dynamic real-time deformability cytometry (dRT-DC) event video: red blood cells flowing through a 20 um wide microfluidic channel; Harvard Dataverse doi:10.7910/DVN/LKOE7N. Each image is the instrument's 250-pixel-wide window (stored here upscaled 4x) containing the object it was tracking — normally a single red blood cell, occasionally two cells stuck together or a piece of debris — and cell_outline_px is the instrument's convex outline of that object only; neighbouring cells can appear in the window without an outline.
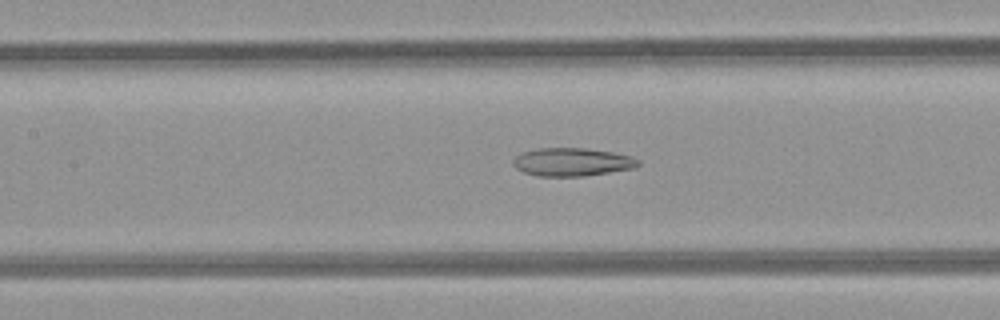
{"species": "common noctule bat (a hibernating species)", "species_latin": "Nyctalus noctula", "temperature_condition": "room temperature", "stored_images_in_passage": 47, "camera_frame_rate_fps": 3000, "um_per_image_px": 0.085, "animal": {"sex": "female", "body_mass_g": 21.9}, "frame": {"image": 1, "passage_image": 20, "time_ms": 6.333, "image_size_px": [1000, 320], "cell_outline_px": [[640, 164], [636, 168], [584, 176], [536, 176], [524, 172], [516, 168], [512, 164], [512, 160], [516, 156], [524, 152], [540, 148], [584, 148], [612, 152], [632, 156], [640, 160]], "centroid_in_image_um": [48.65, 13.77], "position_along_channel_um": 158.7, "area_um2": 20.58}}
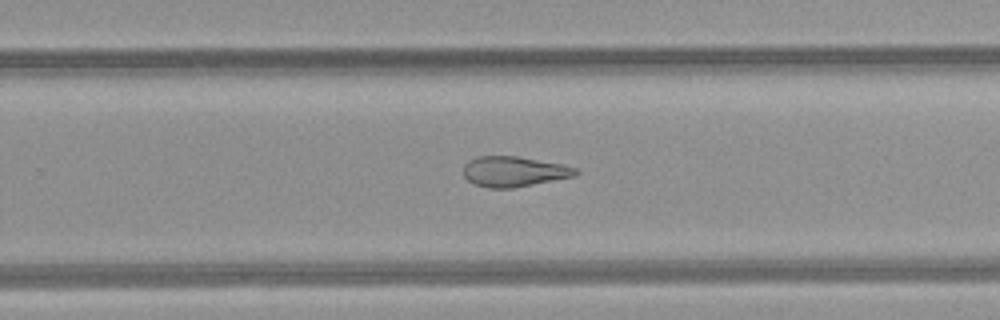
{"frame": {"image": 2, "passage_image": 29, "time_ms": 9.333, "image_size_px": [1000, 320], "cell_outline_px": [[580, 172], [576, 176], [512, 188], [488, 188], [472, 184], [464, 176], [464, 164], [468, 160], [476, 156], [516, 156], [560, 164], [576, 168]], "centroid_in_image_um": [43.65, 14.58], "position_along_channel_um": 286.2, "area_um2": 19.83}}
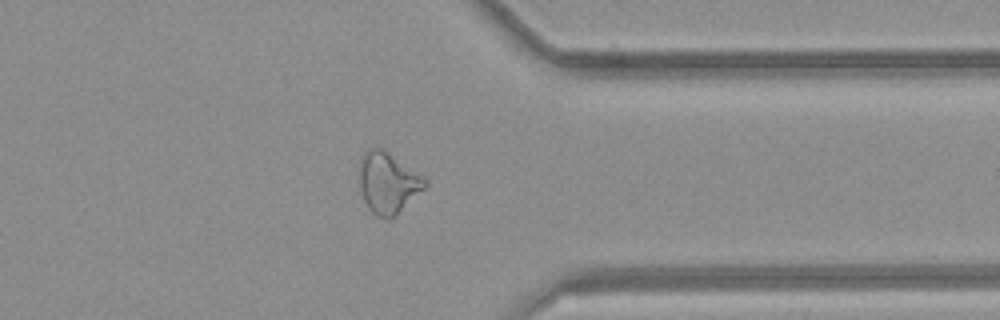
{"frame": {"image": 3, "passage_image": 36, "time_ms": 11.667, "image_size_px": [1000, 320], "cell_outline_px": [[428, 184], [424, 188], [388, 220], [376, 216], [368, 208], [364, 200], [360, 188], [360, 156], [368, 148], [384, 148], [424, 176], [428, 180]], "centroid_in_image_um": [32.96, 15.49], "position_along_channel_um": 378.4, "area_um2": 23.24}, "authors_computed_cell_mechanics": {"area_um2": 24.2182, "velocity_mm_per_s": 4.2656, "shape_relaxation_time_tau1_ms": null, "shape_relaxation_time_tau2_ms": 7.5851, "deformation_change_tau1": null, "deformation_change_tau2": 0.2005}}